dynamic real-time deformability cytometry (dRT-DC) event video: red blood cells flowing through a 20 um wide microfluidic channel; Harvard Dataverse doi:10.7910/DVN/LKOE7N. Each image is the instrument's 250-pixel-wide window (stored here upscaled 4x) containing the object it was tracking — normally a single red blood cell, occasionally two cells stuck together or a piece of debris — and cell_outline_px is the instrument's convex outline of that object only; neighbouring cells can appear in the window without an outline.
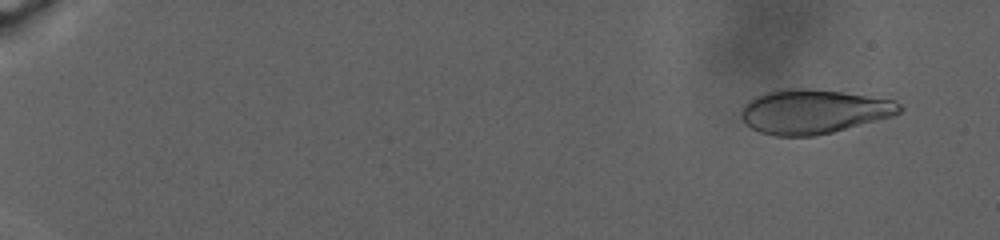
{"species": "human", "species_latin": "Homo sapiens", "temperature_condition": "warm", "stored_images_in_passage": 100, "camera_frame_rate_fps": 3000, "um_per_image_px": 0.085, "donor": {"sex": "male"}, "frame": {"image": 1, "passage_image": 9, "time_ms": 2.333, "image_size_px": [1000, 240], "cell_outline_px": [[904, 108], [900, 112], [892, 116], [832, 132], [812, 136], [776, 136], [760, 132], [752, 128], [740, 116], [744, 104], [748, 100], [764, 92], [780, 88], [800, 88], [840, 92], [892, 100], [900, 104]], "centroid_in_image_um": [69.11, 9.48], "position_along_channel_um": 15.9, "area_um2": 40.46}}
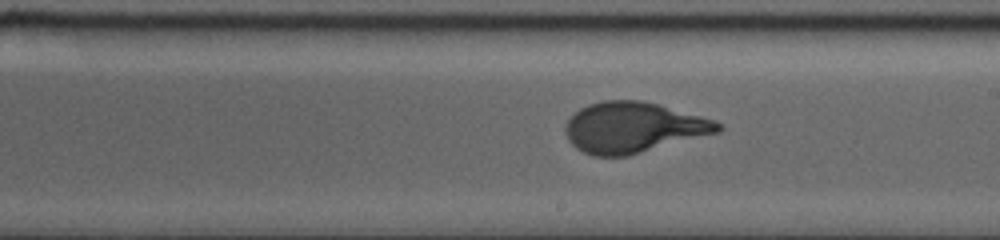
{"frame": {"image": 2, "passage_image": 66, "time_ms": 21.333, "image_size_px": [1000, 240], "cell_outline_px": [[724, 128], [720, 132], [628, 156], [592, 156], [576, 148], [568, 140], [564, 132], [564, 128], [568, 120], [580, 108], [588, 104], [604, 100], [640, 100], [660, 104], [716, 120], [724, 124]], "centroid_in_image_um": [53.87, 10.83], "position_along_channel_um": 235.1, "area_um2": 45.37}}
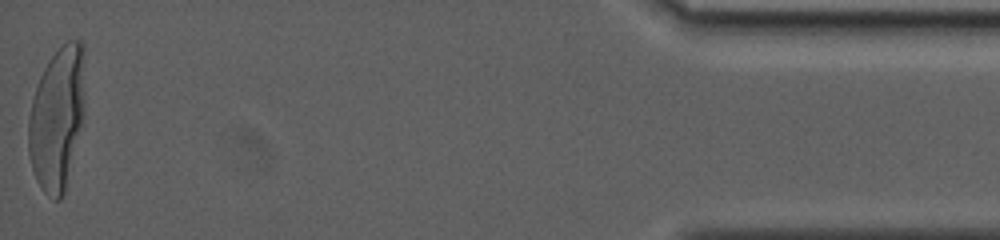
{"frame": {"image": 3, "passage_image": 100, "time_ms": 33.667, "image_size_px": [1000, 240], "cell_outline_px": [[84, 104], [80, 124], [64, 192], [60, 200], [56, 200], [44, 192], [36, 180], [32, 168], [28, 152], [28, 120], [32, 100], [40, 76], [44, 68], [52, 56], [68, 40], [80, 40], [84, 44]], "centroid_in_image_um": [4.83, 10.01], "position_along_channel_um": 430.4, "area_um2": 46.24}, "authors_computed_cell_mechanics": {"area_um2": 43.8413, "velocity_mm_per_s": 2.1685, "shape_relaxation_time_tau1_ms": 7.8546, "shape_relaxation_time_tau2_ms": null, "deformation_change_tau1": 0.2586, "deformation_change_tau2": null}}